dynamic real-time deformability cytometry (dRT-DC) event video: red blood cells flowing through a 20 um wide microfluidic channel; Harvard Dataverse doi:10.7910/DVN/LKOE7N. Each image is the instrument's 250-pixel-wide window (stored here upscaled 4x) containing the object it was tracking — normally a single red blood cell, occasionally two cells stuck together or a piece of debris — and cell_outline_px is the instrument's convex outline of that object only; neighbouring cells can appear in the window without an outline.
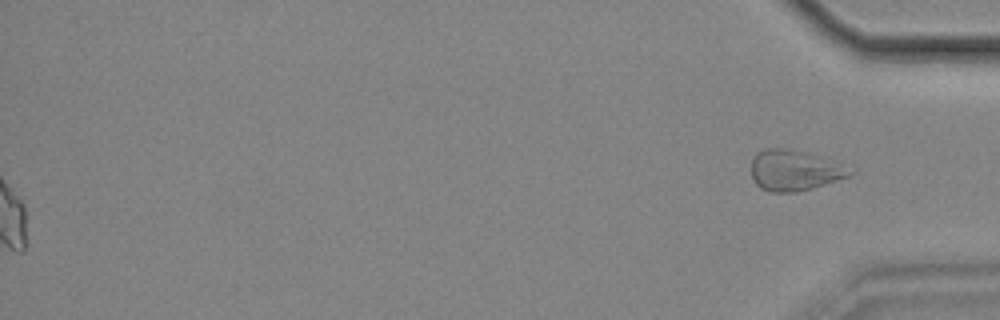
{"species": "common noctule bat (a hibernating species)", "species_latin": "Nyctalus noctula", "temperature_condition": "cold", "stored_images_in_passage": 57, "segment_of_instrument_passage": [2, 2], "camera_frame_rate_fps": 3000, "um_per_image_px": 0.085, "animal": {"sex": "female", "body_mass_g": 18.4}, "frame": {"image": 1, "passage_image": 57, "time_ms": 18.667, "image_size_px": [1000, 320], "cell_outline_px": [[856, 172], [852, 176], [800, 192], [768, 192], [760, 188], [756, 184], [752, 176], [752, 156], [756, 152], [764, 148], [792, 148], [812, 152]], "centroid_in_image_um": [67.52, 14.47], "position_along_channel_um": 367.7, "area_um2": 23.87}}